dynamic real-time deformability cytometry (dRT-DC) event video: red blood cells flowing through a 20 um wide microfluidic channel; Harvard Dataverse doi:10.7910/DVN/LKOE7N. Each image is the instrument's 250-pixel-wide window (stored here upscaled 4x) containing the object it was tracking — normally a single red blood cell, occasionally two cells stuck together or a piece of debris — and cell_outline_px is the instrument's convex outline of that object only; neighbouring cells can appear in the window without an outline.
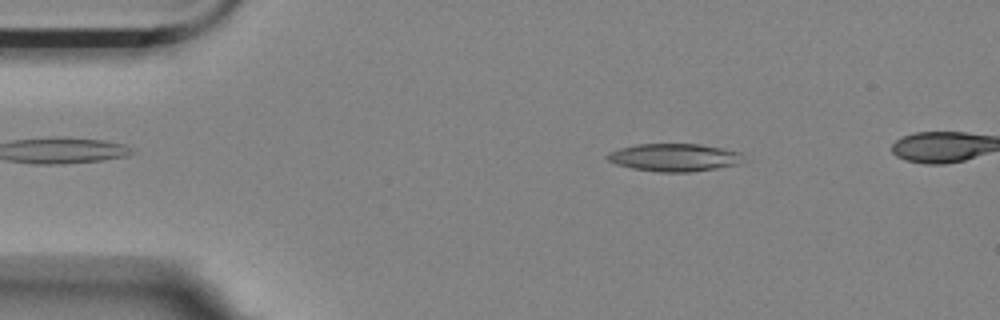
{"species": "Egyptian fruit bat (a non-hibernating species)", "species_latin": "Rousettus aegyptiacus", "temperature_condition": "room temperature", "stored_images_in_passage": 5, "camera_frame_rate_fps": 3000, "um_per_image_px": 0.085, "animal": {"sex": "female"}, "frame": {"image": 1, "passage_image": 2, "time_ms": 1.333, "image_size_px": [1000, 320], "cell_outline_px": [[748, 160], [740, 164], [692, 172], [660, 172], [632, 168], [616, 164], [608, 160], [604, 156], [608, 152], [620, 148], [636, 144], [700, 144], [724, 148], [740, 152]], "centroid_in_image_um": [57.36, 13.38], "position_along_channel_um": 27.6, "area_um2": 22.31}}